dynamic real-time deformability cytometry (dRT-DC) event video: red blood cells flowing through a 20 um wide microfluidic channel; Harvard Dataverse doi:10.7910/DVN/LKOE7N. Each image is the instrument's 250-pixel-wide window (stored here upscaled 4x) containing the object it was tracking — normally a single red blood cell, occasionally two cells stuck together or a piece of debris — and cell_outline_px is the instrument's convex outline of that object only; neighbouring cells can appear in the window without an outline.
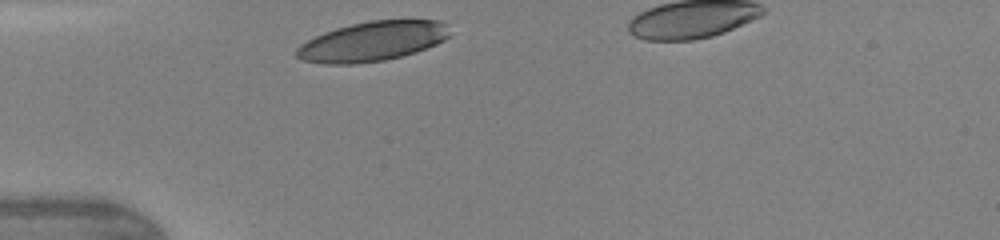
{"species": "human", "species_latin": "Homo sapiens", "temperature_condition": "warm", "stored_images_in_passage": 26, "camera_frame_rate_fps": 3000, "um_per_image_px": 0.085, "donor": {"sex": "female"}, "frame": {"image": 1, "passage_image": 1, "time_ms": 0.0, "image_size_px": [1000, 240], "cell_outline_px": [[448, 36], [444, 40], [436, 44], [400, 56], [384, 60], [352, 64], [324, 64], [304, 60], [296, 56], [296, 48], [300, 44], [324, 32], [336, 28], [368, 20], [440, 20], [444, 24]], "centroid_in_image_um": [31.6, 3.51], "position_along_channel_um": 53.4, "area_um2": 34.85}, "authors_computed_cell_mechanics": {"area_um2": 37.7723, "velocity_mm_per_s": 4.3135, "shape_relaxation_time_tau1_ms": 2.2113, "shape_relaxation_time_tau2_ms": null, "deformation_change_tau1": 0.1224, "deformation_change_tau2": null}}